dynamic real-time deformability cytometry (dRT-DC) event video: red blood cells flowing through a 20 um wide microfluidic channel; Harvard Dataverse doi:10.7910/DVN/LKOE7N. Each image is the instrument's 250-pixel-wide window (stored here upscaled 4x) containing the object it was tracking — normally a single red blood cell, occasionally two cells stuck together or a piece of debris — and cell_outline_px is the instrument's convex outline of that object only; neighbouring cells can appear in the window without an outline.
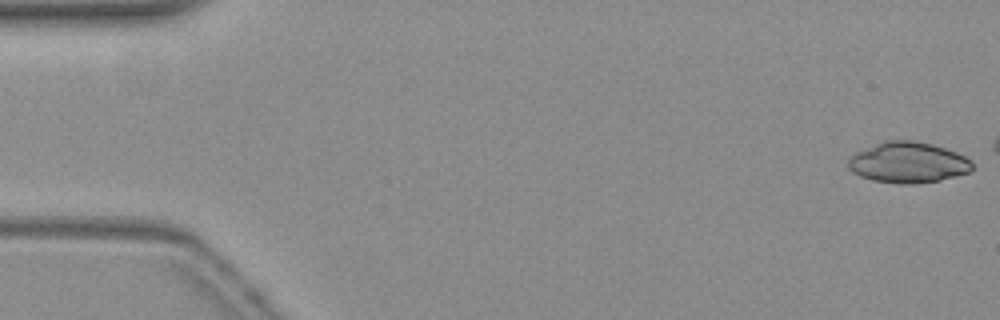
{"species": "common noctule bat (a hibernating species)", "species_latin": "Nyctalus noctula", "temperature_condition": "warm", "stored_images_in_passage": 46, "camera_frame_rate_fps": 3000, "um_per_image_px": 0.085, "animal": {"sex": "female", "body_mass_g": 19.3, "forearm_length_mm": 54.1}, "frame": {"image": 1, "passage_image": 1, "time_ms": 0.0, "image_size_px": [1000, 320], "cell_outline_px": [[972, 168], [968, 172], [940, 180], [916, 184], [900, 184], [872, 180], [860, 176], [852, 172], [848, 168], [848, 156], [856, 152], [888, 140], [908, 140], [932, 144], [956, 152], [972, 160]], "centroid_in_image_um": [77.16, 13.82], "position_along_channel_um": 7.8, "area_um2": 29.36}}